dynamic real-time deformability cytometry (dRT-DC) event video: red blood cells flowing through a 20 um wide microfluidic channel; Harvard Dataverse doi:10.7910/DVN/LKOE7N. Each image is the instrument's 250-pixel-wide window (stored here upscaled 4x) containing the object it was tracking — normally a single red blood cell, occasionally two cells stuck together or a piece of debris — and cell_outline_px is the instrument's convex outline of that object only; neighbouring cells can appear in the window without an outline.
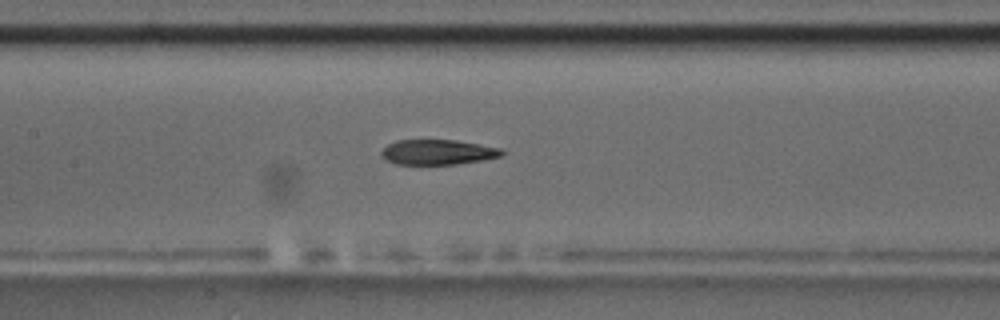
{"species": "common noctule bat (a hibernating species)", "species_latin": "Nyctalus noctula", "temperature_condition": "room temperature", "stored_images_in_passage": 28, "camera_frame_rate_fps": 3000, "um_per_image_px": 0.085, "animal": {"sex": "male", "body_mass_g": 17.5, "forearm_length_mm": 52.3}, "frame": {"image": 1, "passage_image": 9, "time_ms": 2.667, "image_size_px": [1000, 320], "cell_outline_px": [[504, 156], [484, 160], [456, 164], [396, 164], [380, 156], [380, 152], [388, 144], [396, 140], [456, 140], [504, 148]], "centroid_in_image_um": [37.27, 12.93], "position_along_channel_um": 170.1, "area_um2": 17.8}}